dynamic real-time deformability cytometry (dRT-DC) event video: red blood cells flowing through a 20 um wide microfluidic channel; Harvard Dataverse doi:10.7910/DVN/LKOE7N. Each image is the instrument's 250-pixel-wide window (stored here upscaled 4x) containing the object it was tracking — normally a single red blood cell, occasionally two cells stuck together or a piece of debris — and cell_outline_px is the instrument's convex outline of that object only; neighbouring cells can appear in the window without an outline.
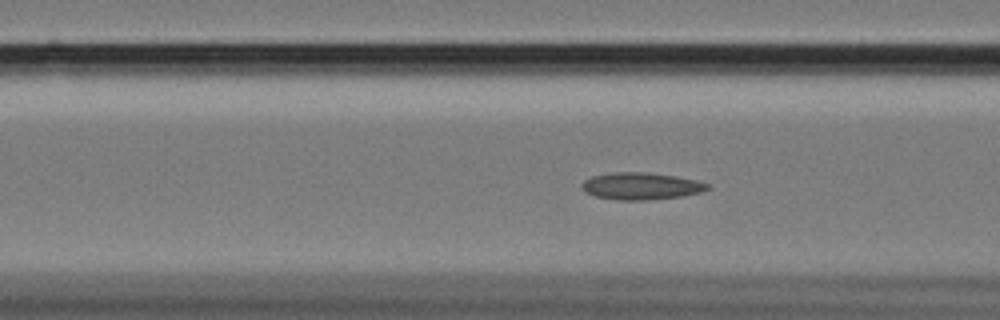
{"species": "Egyptian fruit bat (a non-hibernating species)", "species_latin": "Rousettus aegyptiacus", "temperature_condition": "cold", "stored_images_in_passage": 49, "camera_frame_rate_fps": 3000, "um_per_image_px": 0.085, "animal": {"sex": "female"}, "frame": {"image": 1, "passage_image": 13, "time_ms": 4.0, "image_size_px": [1000, 320], "cell_outline_px": [[712, 188], [700, 192], [684, 196], [644, 200], [616, 200], [596, 196], [584, 192], [580, 184], [584, 180], [592, 176], [612, 172], [648, 172], [676, 176], [696, 180], [712, 184]], "centroid_in_image_um": [54.51, 15.81], "position_along_channel_um": 112.1, "area_um2": 20.06}}
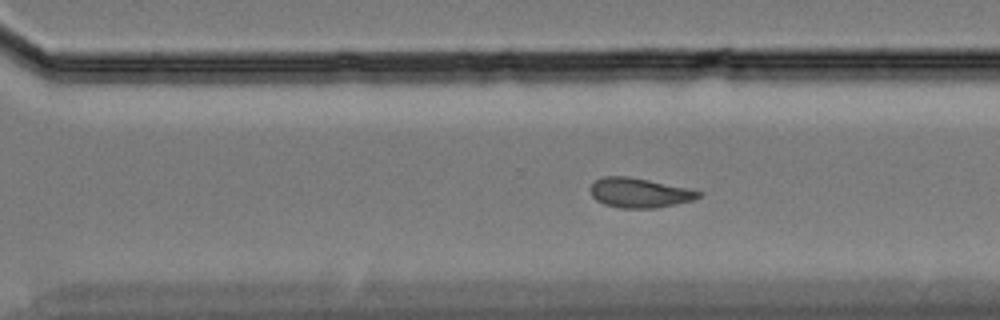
{"frame": {"image": 2, "passage_image": 31, "time_ms": 10.0, "image_size_px": [1000, 320], "cell_outline_px": [[704, 192], [700, 196], [692, 200], [676, 204], [656, 208], [620, 208], [604, 204], [596, 200], [592, 196], [588, 188], [596, 180], [604, 176], [628, 176], [688, 188]], "centroid_in_image_um": [54.33, 16.39], "position_along_channel_um": 316.3, "area_um2": 18.73}}
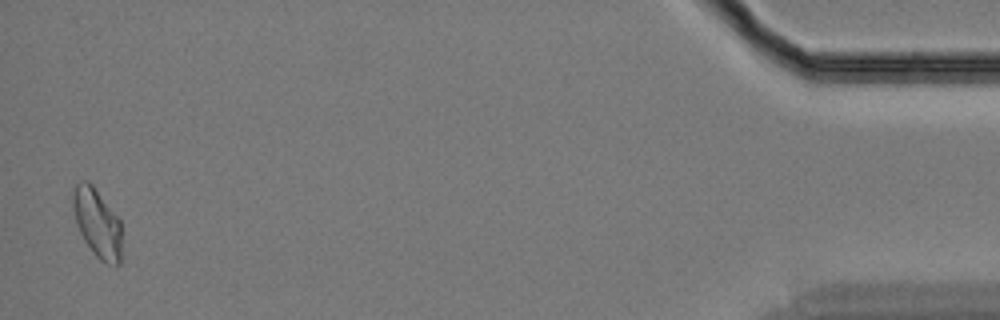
{"frame": {"image": 3, "passage_image": 48, "time_ms": 15.667, "image_size_px": [1000, 320], "cell_outline_px": [[120, 264], [116, 268], [100, 260], [92, 252], [84, 240], [76, 224], [72, 204], [72, 192], [76, 184], [84, 180], [88, 180], [92, 184], [120, 220]], "centroid_in_image_um": [8.25, 18.97], "position_along_channel_um": 427.0, "area_um2": 19.54}, "authors_computed_cell_mechanics": {"area_um2": 19.1896, "velocity_mm_per_s": 3.4065, "shape_relaxation_time_tau1_ms": null, "shape_relaxation_time_tau2_ms": 2.7143, "deformation_change_tau1": null, "deformation_change_tau2": 0.088}}